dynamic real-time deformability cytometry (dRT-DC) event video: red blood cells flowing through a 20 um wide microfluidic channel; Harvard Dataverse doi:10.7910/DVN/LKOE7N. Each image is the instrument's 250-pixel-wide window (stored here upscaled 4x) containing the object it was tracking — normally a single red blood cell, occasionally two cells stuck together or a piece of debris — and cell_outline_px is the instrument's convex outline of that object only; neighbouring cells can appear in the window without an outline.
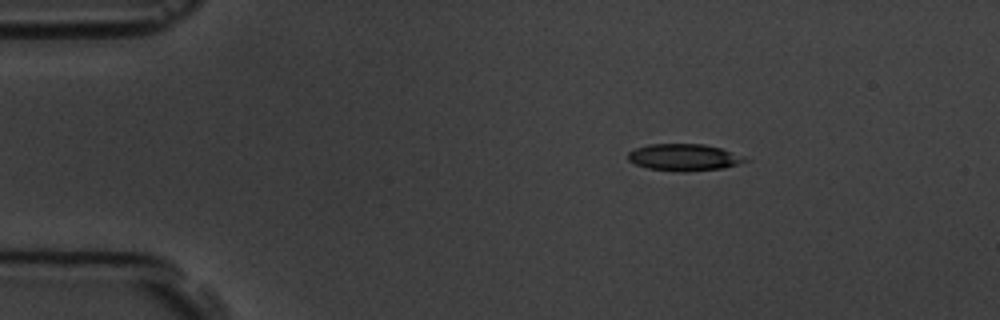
{"species": "common noctule bat (a hibernating species)", "species_latin": "Nyctalus noctula", "temperature_condition": "room temperature", "stored_images_in_passage": 3, "camera_frame_rate_fps": 3000, "um_per_image_px": 0.085, "animal": {"sex": "male", "body_mass_g": 19.5, "forearm_length_mm": 54.6}, "frame": {"image": 1, "passage_image": 1, "time_ms": 0.0, "image_size_px": [1000, 320], "cell_outline_px": [[752, 160], [724, 168], [684, 172], [648, 168], [636, 164], [628, 160], [628, 152], [636, 148], [648, 144], [704, 144], [720, 148], [744, 156]], "centroid_in_image_um": [58.17, 13.37], "position_along_channel_um": 26.8, "area_um2": 18.32}}